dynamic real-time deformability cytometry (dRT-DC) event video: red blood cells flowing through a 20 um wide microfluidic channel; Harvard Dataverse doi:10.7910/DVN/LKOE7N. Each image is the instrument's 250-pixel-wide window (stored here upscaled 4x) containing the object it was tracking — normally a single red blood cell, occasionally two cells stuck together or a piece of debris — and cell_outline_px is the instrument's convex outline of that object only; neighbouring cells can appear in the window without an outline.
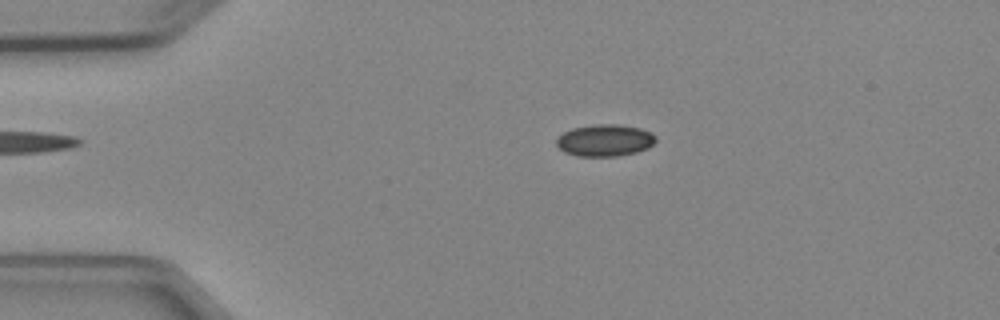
{"species": "Egyptian fruit bat (a non-hibernating species)", "species_latin": "Rousettus aegyptiacus", "temperature_condition": "cold", "stored_images_in_passage": 4, "camera_frame_rate_fps": 3000, "um_per_image_px": 0.085, "animal": {"sex": "female"}, "frame": {"image": 1, "passage_image": 3, "time_ms": 2.333, "image_size_px": [1000, 320], "cell_outline_px": [[656, 140], [648, 148], [636, 152], [616, 156], [576, 156], [564, 152], [556, 144], [556, 140], [564, 132], [572, 128], [592, 124], [616, 124], [640, 128], [652, 132], [656, 136]], "centroid_in_image_um": [51.42, 11.92], "position_along_channel_um": 33.6, "area_um2": 18.5}}
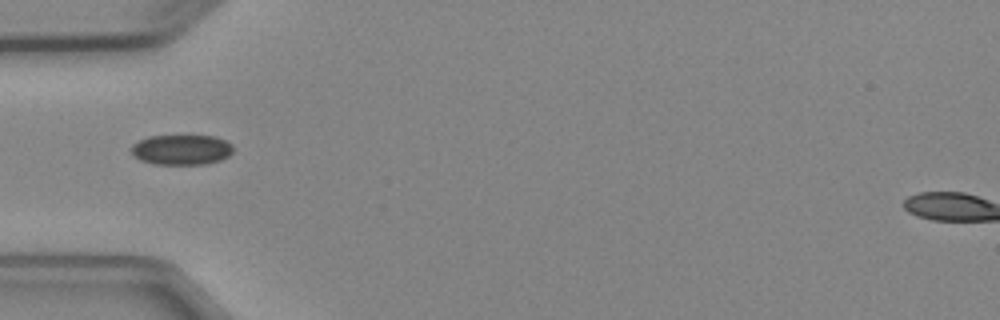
{"frame": {"image": 2, "passage_image": 4, "time_ms": 4.333, "image_size_px": [1000, 320], "cell_outline_px": [[232, 152], [228, 156], [220, 160], [204, 164], [152, 164], [140, 160], [132, 156], [132, 144], [148, 136], [216, 136], [232, 144]], "centroid_in_image_um": [15.41, 12.73], "position_along_channel_um": 69.6, "area_um2": 17.92}}